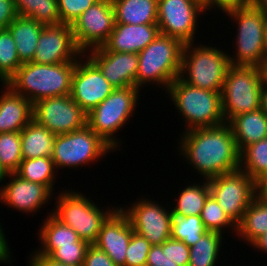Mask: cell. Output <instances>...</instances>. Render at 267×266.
<instances>
[{
  "label": "cell",
  "mask_w": 267,
  "mask_h": 266,
  "mask_svg": "<svg viewBox=\"0 0 267 266\" xmlns=\"http://www.w3.org/2000/svg\"><path fill=\"white\" fill-rule=\"evenodd\" d=\"M114 89L90 59L85 63L76 61L70 97L86 114L104 101Z\"/></svg>",
  "instance_id": "9a60e30c"
},
{
  "label": "cell",
  "mask_w": 267,
  "mask_h": 266,
  "mask_svg": "<svg viewBox=\"0 0 267 266\" xmlns=\"http://www.w3.org/2000/svg\"><path fill=\"white\" fill-rule=\"evenodd\" d=\"M238 20L237 59L229 56L230 64L264 68L267 62L265 24L267 14L251 0L244 5L225 10Z\"/></svg>",
  "instance_id": "277c9868"
},
{
  "label": "cell",
  "mask_w": 267,
  "mask_h": 266,
  "mask_svg": "<svg viewBox=\"0 0 267 266\" xmlns=\"http://www.w3.org/2000/svg\"><path fill=\"white\" fill-rule=\"evenodd\" d=\"M111 149L109 144L85 125L82 129L56 135L51 158L56 167H76L103 156Z\"/></svg>",
  "instance_id": "8fae6325"
},
{
  "label": "cell",
  "mask_w": 267,
  "mask_h": 266,
  "mask_svg": "<svg viewBox=\"0 0 267 266\" xmlns=\"http://www.w3.org/2000/svg\"><path fill=\"white\" fill-rule=\"evenodd\" d=\"M250 0H204V9H210L208 7L215 5L221 10L225 11L230 8H234L240 5L247 4Z\"/></svg>",
  "instance_id": "f6af8a7d"
},
{
  "label": "cell",
  "mask_w": 267,
  "mask_h": 266,
  "mask_svg": "<svg viewBox=\"0 0 267 266\" xmlns=\"http://www.w3.org/2000/svg\"><path fill=\"white\" fill-rule=\"evenodd\" d=\"M58 197V205L53 215L71 227L80 239L93 244L102 224L114 211L101 212L95 204L75 192L64 193Z\"/></svg>",
  "instance_id": "9c48e42d"
},
{
  "label": "cell",
  "mask_w": 267,
  "mask_h": 266,
  "mask_svg": "<svg viewBox=\"0 0 267 266\" xmlns=\"http://www.w3.org/2000/svg\"><path fill=\"white\" fill-rule=\"evenodd\" d=\"M168 255L179 266H189L190 247L183 241L168 239Z\"/></svg>",
  "instance_id": "b9f144b4"
},
{
  "label": "cell",
  "mask_w": 267,
  "mask_h": 266,
  "mask_svg": "<svg viewBox=\"0 0 267 266\" xmlns=\"http://www.w3.org/2000/svg\"><path fill=\"white\" fill-rule=\"evenodd\" d=\"M151 246L145 237L133 232L126 250L125 266H145Z\"/></svg>",
  "instance_id": "f35d334b"
},
{
  "label": "cell",
  "mask_w": 267,
  "mask_h": 266,
  "mask_svg": "<svg viewBox=\"0 0 267 266\" xmlns=\"http://www.w3.org/2000/svg\"><path fill=\"white\" fill-rule=\"evenodd\" d=\"M7 241L5 239V235L1 229L0 226V261H8V258H10L9 254V247L7 246Z\"/></svg>",
  "instance_id": "7dc6e473"
},
{
  "label": "cell",
  "mask_w": 267,
  "mask_h": 266,
  "mask_svg": "<svg viewBox=\"0 0 267 266\" xmlns=\"http://www.w3.org/2000/svg\"><path fill=\"white\" fill-rule=\"evenodd\" d=\"M258 8L267 14V0H251Z\"/></svg>",
  "instance_id": "816d5d0a"
},
{
  "label": "cell",
  "mask_w": 267,
  "mask_h": 266,
  "mask_svg": "<svg viewBox=\"0 0 267 266\" xmlns=\"http://www.w3.org/2000/svg\"><path fill=\"white\" fill-rule=\"evenodd\" d=\"M262 111L267 115V81L264 80L261 92V107Z\"/></svg>",
  "instance_id": "f907efd6"
},
{
  "label": "cell",
  "mask_w": 267,
  "mask_h": 266,
  "mask_svg": "<svg viewBox=\"0 0 267 266\" xmlns=\"http://www.w3.org/2000/svg\"><path fill=\"white\" fill-rule=\"evenodd\" d=\"M255 247L267 252V232L257 238L253 243Z\"/></svg>",
  "instance_id": "681fc988"
},
{
  "label": "cell",
  "mask_w": 267,
  "mask_h": 266,
  "mask_svg": "<svg viewBox=\"0 0 267 266\" xmlns=\"http://www.w3.org/2000/svg\"><path fill=\"white\" fill-rule=\"evenodd\" d=\"M33 120L55 135L70 133L87 125V114L70 95L45 98L33 104Z\"/></svg>",
  "instance_id": "7c38bea8"
},
{
  "label": "cell",
  "mask_w": 267,
  "mask_h": 266,
  "mask_svg": "<svg viewBox=\"0 0 267 266\" xmlns=\"http://www.w3.org/2000/svg\"><path fill=\"white\" fill-rule=\"evenodd\" d=\"M23 160L20 132L0 133V164L8 173H15Z\"/></svg>",
  "instance_id": "d590c367"
},
{
  "label": "cell",
  "mask_w": 267,
  "mask_h": 266,
  "mask_svg": "<svg viewBox=\"0 0 267 266\" xmlns=\"http://www.w3.org/2000/svg\"><path fill=\"white\" fill-rule=\"evenodd\" d=\"M115 23L157 24L158 0H111Z\"/></svg>",
  "instance_id": "484cf974"
},
{
  "label": "cell",
  "mask_w": 267,
  "mask_h": 266,
  "mask_svg": "<svg viewBox=\"0 0 267 266\" xmlns=\"http://www.w3.org/2000/svg\"><path fill=\"white\" fill-rule=\"evenodd\" d=\"M98 0H58L61 23L72 25L74 21Z\"/></svg>",
  "instance_id": "ab89813d"
},
{
  "label": "cell",
  "mask_w": 267,
  "mask_h": 266,
  "mask_svg": "<svg viewBox=\"0 0 267 266\" xmlns=\"http://www.w3.org/2000/svg\"><path fill=\"white\" fill-rule=\"evenodd\" d=\"M40 239L43 242V250L35 255L48 256L54 249L60 246L73 245L80 240L78 234L69 226L58 220L53 214L46 219L41 228Z\"/></svg>",
  "instance_id": "4316f807"
},
{
  "label": "cell",
  "mask_w": 267,
  "mask_h": 266,
  "mask_svg": "<svg viewBox=\"0 0 267 266\" xmlns=\"http://www.w3.org/2000/svg\"><path fill=\"white\" fill-rule=\"evenodd\" d=\"M263 70H264L265 80L267 81V62L265 63Z\"/></svg>",
  "instance_id": "11a10c76"
},
{
  "label": "cell",
  "mask_w": 267,
  "mask_h": 266,
  "mask_svg": "<svg viewBox=\"0 0 267 266\" xmlns=\"http://www.w3.org/2000/svg\"><path fill=\"white\" fill-rule=\"evenodd\" d=\"M139 88H115L97 107L87 114V125L113 149L117 142L111 135L126 123L136 106ZM111 136V137H110Z\"/></svg>",
  "instance_id": "ba28073f"
},
{
  "label": "cell",
  "mask_w": 267,
  "mask_h": 266,
  "mask_svg": "<svg viewBox=\"0 0 267 266\" xmlns=\"http://www.w3.org/2000/svg\"><path fill=\"white\" fill-rule=\"evenodd\" d=\"M200 218L202 219L207 231L222 233L221 229L225 225H234L237 227V225L219 206L212 195L206 199L205 205L200 214Z\"/></svg>",
  "instance_id": "8d00e7d4"
},
{
  "label": "cell",
  "mask_w": 267,
  "mask_h": 266,
  "mask_svg": "<svg viewBox=\"0 0 267 266\" xmlns=\"http://www.w3.org/2000/svg\"><path fill=\"white\" fill-rule=\"evenodd\" d=\"M257 194L267 200V174L257 182Z\"/></svg>",
  "instance_id": "c3c4849f"
},
{
  "label": "cell",
  "mask_w": 267,
  "mask_h": 266,
  "mask_svg": "<svg viewBox=\"0 0 267 266\" xmlns=\"http://www.w3.org/2000/svg\"><path fill=\"white\" fill-rule=\"evenodd\" d=\"M208 180L202 186H188L180 193L177 206L172 209V215L200 216L206 199L210 196Z\"/></svg>",
  "instance_id": "1f68e13d"
},
{
  "label": "cell",
  "mask_w": 267,
  "mask_h": 266,
  "mask_svg": "<svg viewBox=\"0 0 267 266\" xmlns=\"http://www.w3.org/2000/svg\"><path fill=\"white\" fill-rule=\"evenodd\" d=\"M228 124L239 152L246 146L267 138V115L261 108L235 116Z\"/></svg>",
  "instance_id": "603a6c76"
},
{
  "label": "cell",
  "mask_w": 267,
  "mask_h": 266,
  "mask_svg": "<svg viewBox=\"0 0 267 266\" xmlns=\"http://www.w3.org/2000/svg\"><path fill=\"white\" fill-rule=\"evenodd\" d=\"M120 209L128 217L133 231L145 237L151 245H161L171 238L172 210L167 212L158 204L146 200L133 204L128 212Z\"/></svg>",
  "instance_id": "2e32d148"
},
{
  "label": "cell",
  "mask_w": 267,
  "mask_h": 266,
  "mask_svg": "<svg viewBox=\"0 0 267 266\" xmlns=\"http://www.w3.org/2000/svg\"><path fill=\"white\" fill-rule=\"evenodd\" d=\"M89 59L115 88L136 87L139 57L137 53L111 52L104 46L91 50Z\"/></svg>",
  "instance_id": "ac0fdd59"
},
{
  "label": "cell",
  "mask_w": 267,
  "mask_h": 266,
  "mask_svg": "<svg viewBox=\"0 0 267 266\" xmlns=\"http://www.w3.org/2000/svg\"><path fill=\"white\" fill-rule=\"evenodd\" d=\"M44 24L36 20L17 16L9 25L16 44L18 57L22 63L31 62L36 52L39 35Z\"/></svg>",
  "instance_id": "cb8c5ba5"
},
{
  "label": "cell",
  "mask_w": 267,
  "mask_h": 266,
  "mask_svg": "<svg viewBox=\"0 0 267 266\" xmlns=\"http://www.w3.org/2000/svg\"><path fill=\"white\" fill-rule=\"evenodd\" d=\"M83 266H116L112 259L94 244L87 248Z\"/></svg>",
  "instance_id": "7bdbcfd3"
},
{
  "label": "cell",
  "mask_w": 267,
  "mask_h": 266,
  "mask_svg": "<svg viewBox=\"0 0 267 266\" xmlns=\"http://www.w3.org/2000/svg\"><path fill=\"white\" fill-rule=\"evenodd\" d=\"M265 77L263 68L230 65L221 91L222 115L228 123L233 117L261 107Z\"/></svg>",
  "instance_id": "3957f363"
},
{
  "label": "cell",
  "mask_w": 267,
  "mask_h": 266,
  "mask_svg": "<svg viewBox=\"0 0 267 266\" xmlns=\"http://www.w3.org/2000/svg\"><path fill=\"white\" fill-rule=\"evenodd\" d=\"M0 97V133L20 132L33 119V104L9 85Z\"/></svg>",
  "instance_id": "7402d4cb"
},
{
  "label": "cell",
  "mask_w": 267,
  "mask_h": 266,
  "mask_svg": "<svg viewBox=\"0 0 267 266\" xmlns=\"http://www.w3.org/2000/svg\"><path fill=\"white\" fill-rule=\"evenodd\" d=\"M7 175L9 176V173L0 164V181H2Z\"/></svg>",
  "instance_id": "f5cc1de1"
},
{
  "label": "cell",
  "mask_w": 267,
  "mask_h": 266,
  "mask_svg": "<svg viewBox=\"0 0 267 266\" xmlns=\"http://www.w3.org/2000/svg\"><path fill=\"white\" fill-rule=\"evenodd\" d=\"M133 232L128 217L121 209H115L102 224L93 244L103 250L116 266H125L126 250Z\"/></svg>",
  "instance_id": "d6986e66"
},
{
  "label": "cell",
  "mask_w": 267,
  "mask_h": 266,
  "mask_svg": "<svg viewBox=\"0 0 267 266\" xmlns=\"http://www.w3.org/2000/svg\"><path fill=\"white\" fill-rule=\"evenodd\" d=\"M55 165L52 158L37 157L23 159L15 172L19 177L30 182L40 183L52 190Z\"/></svg>",
  "instance_id": "f546056e"
},
{
  "label": "cell",
  "mask_w": 267,
  "mask_h": 266,
  "mask_svg": "<svg viewBox=\"0 0 267 266\" xmlns=\"http://www.w3.org/2000/svg\"><path fill=\"white\" fill-rule=\"evenodd\" d=\"M18 16L44 25L61 24L58 0H13Z\"/></svg>",
  "instance_id": "f1b7e54d"
},
{
  "label": "cell",
  "mask_w": 267,
  "mask_h": 266,
  "mask_svg": "<svg viewBox=\"0 0 267 266\" xmlns=\"http://www.w3.org/2000/svg\"><path fill=\"white\" fill-rule=\"evenodd\" d=\"M186 131L181 150L206 180L242 168L240 152L229 124Z\"/></svg>",
  "instance_id": "6da1fadb"
},
{
  "label": "cell",
  "mask_w": 267,
  "mask_h": 266,
  "mask_svg": "<svg viewBox=\"0 0 267 266\" xmlns=\"http://www.w3.org/2000/svg\"><path fill=\"white\" fill-rule=\"evenodd\" d=\"M79 53L82 52L76 46L71 25L63 23L44 25L31 62L61 64L63 62L77 61L74 56Z\"/></svg>",
  "instance_id": "e0dca14e"
},
{
  "label": "cell",
  "mask_w": 267,
  "mask_h": 266,
  "mask_svg": "<svg viewBox=\"0 0 267 266\" xmlns=\"http://www.w3.org/2000/svg\"><path fill=\"white\" fill-rule=\"evenodd\" d=\"M265 46L267 51V18H266V24H265Z\"/></svg>",
  "instance_id": "db71d44e"
},
{
  "label": "cell",
  "mask_w": 267,
  "mask_h": 266,
  "mask_svg": "<svg viewBox=\"0 0 267 266\" xmlns=\"http://www.w3.org/2000/svg\"><path fill=\"white\" fill-rule=\"evenodd\" d=\"M75 65L76 61L61 64L26 62L6 84L32 104L45 98L70 95Z\"/></svg>",
  "instance_id": "7a4b0ae2"
},
{
  "label": "cell",
  "mask_w": 267,
  "mask_h": 266,
  "mask_svg": "<svg viewBox=\"0 0 267 266\" xmlns=\"http://www.w3.org/2000/svg\"><path fill=\"white\" fill-rule=\"evenodd\" d=\"M183 47L184 44L180 40L159 34L138 53L136 87L156 81L168 88L180 76Z\"/></svg>",
  "instance_id": "5b68a950"
},
{
  "label": "cell",
  "mask_w": 267,
  "mask_h": 266,
  "mask_svg": "<svg viewBox=\"0 0 267 266\" xmlns=\"http://www.w3.org/2000/svg\"><path fill=\"white\" fill-rule=\"evenodd\" d=\"M221 234L207 231L190 247L189 266H214L218 257Z\"/></svg>",
  "instance_id": "4dcf8cb0"
},
{
  "label": "cell",
  "mask_w": 267,
  "mask_h": 266,
  "mask_svg": "<svg viewBox=\"0 0 267 266\" xmlns=\"http://www.w3.org/2000/svg\"><path fill=\"white\" fill-rule=\"evenodd\" d=\"M115 25V12L111 0H98L88 7L71 25L78 49L98 48L109 39Z\"/></svg>",
  "instance_id": "4fadbf2b"
},
{
  "label": "cell",
  "mask_w": 267,
  "mask_h": 266,
  "mask_svg": "<svg viewBox=\"0 0 267 266\" xmlns=\"http://www.w3.org/2000/svg\"><path fill=\"white\" fill-rule=\"evenodd\" d=\"M23 159L49 157L53 155L56 135L33 119L20 131Z\"/></svg>",
  "instance_id": "d4e9b609"
},
{
  "label": "cell",
  "mask_w": 267,
  "mask_h": 266,
  "mask_svg": "<svg viewBox=\"0 0 267 266\" xmlns=\"http://www.w3.org/2000/svg\"><path fill=\"white\" fill-rule=\"evenodd\" d=\"M31 266H72L56 262L45 255H34L31 260Z\"/></svg>",
  "instance_id": "bcb514c9"
},
{
  "label": "cell",
  "mask_w": 267,
  "mask_h": 266,
  "mask_svg": "<svg viewBox=\"0 0 267 266\" xmlns=\"http://www.w3.org/2000/svg\"><path fill=\"white\" fill-rule=\"evenodd\" d=\"M175 105L187 120L188 129L223 125L221 92L201 89L176 78L167 88Z\"/></svg>",
  "instance_id": "8992f818"
},
{
  "label": "cell",
  "mask_w": 267,
  "mask_h": 266,
  "mask_svg": "<svg viewBox=\"0 0 267 266\" xmlns=\"http://www.w3.org/2000/svg\"><path fill=\"white\" fill-rule=\"evenodd\" d=\"M236 229L251 244L267 232V200L258 195L245 210L242 220Z\"/></svg>",
  "instance_id": "83f0119b"
},
{
  "label": "cell",
  "mask_w": 267,
  "mask_h": 266,
  "mask_svg": "<svg viewBox=\"0 0 267 266\" xmlns=\"http://www.w3.org/2000/svg\"><path fill=\"white\" fill-rule=\"evenodd\" d=\"M243 169L256 183L267 174V138L246 146L240 152Z\"/></svg>",
  "instance_id": "d6a6232c"
},
{
  "label": "cell",
  "mask_w": 267,
  "mask_h": 266,
  "mask_svg": "<svg viewBox=\"0 0 267 266\" xmlns=\"http://www.w3.org/2000/svg\"><path fill=\"white\" fill-rule=\"evenodd\" d=\"M8 185L0 190V200L21 211L32 212L50 199L51 190L40 183L22 179L16 173ZM16 177V178H15Z\"/></svg>",
  "instance_id": "ffe728a7"
},
{
  "label": "cell",
  "mask_w": 267,
  "mask_h": 266,
  "mask_svg": "<svg viewBox=\"0 0 267 266\" xmlns=\"http://www.w3.org/2000/svg\"><path fill=\"white\" fill-rule=\"evenodd\" d=\"M210 194L237 225L257 193V183L242 169L208 179Z\"/></svg>",
  "instance_id": "30bf717a"
},
{
  "label": "cell",
  "mask_w": 267,
  "mask_h": 266,
  "mask_svg": "<svg viewBox=\"0 0 267 266\" xmlns=\"http://www.w3.org/2000/svg\"><path fill=\"white\" fill-rule=\"evenodd\" d=\"M22 64L11 32L8 28L0 29V79L2 82L5 84Z\"/></svg>",
  "instance_id": "e575fe53"
},
{
  "label": "cell",
  "mask_w": 267,
  "mask_h": 266,
  "mask_svg": "<svg viewBox=\"0 0 267 266\" xmlns=\"http://www.w3.org/2000/svg\"><path fill=\"white\" fill-rule=\"evenodd\" d=\"M207 232L200 216L172 215L171 238L193 246Z\"/></svg>",
  "instance_id": "836d02e7"
},
{
  "label": "cell",
  "mask_w": 267,
  "mask_h": 266,
  "mask_svg": "<svg viewBox=\"0 0 267 266\" xmlns=\"http://www.w3.org/2000/svg\"><path fill=\"white\" fill-rule=\"evenodd\" d=\"M90 244L80 239L73 245L60 246L54 249L48 257L52 260L72 266H83L85 254Z\"/></svg>",
  "instance_id": "74e56055"
},
{
  "label": "cell",
  "mask_w": 267,
  "mask_h": 266,
  "mask_svg": "<svg viewBox=\"0 0 267 266\" xmlns=\"http://www.w3.org/2000/svg\"><path fill=\"white\" fill-rule=\"evenodd\" d=\"M205 11L200 0H158L157 25L160 34L192 43L197 13Z\"/></svg>",
  "instance_id": "5bb4252c"
},
{
  "label": "cell",
  "mask_w": 267,
  "mask_h": 266,
  "mask_svg": "<svg viewBox=\"0 0 267 266\" xmlns=\"http://www.w3.org/2000/svg\"><path fill=\"white\" fill-rule=\"evenodd\" d=\"M148 266H179L168 255V239L161 245H152L147 255Z\"/></svg>",
  "instance_id": "60d3db41"
},
{
  "label": "cell",
  "mask_w": 267,
  "mask_h": 266,
  "mask_svg": "<svg viewBox=\"0 0 267 266\" xmlns=\"http://www.w3.org/2000/svg\"><path fill=\"white\" fill-rule=\"evenodd\" d=\"M17 16L13 0H0V29L8 28Z\"/></svg>",
  "instance_id": "ee69618b"
},
{
  "label": "cell",
  "mask_w": 267,
  "mask_h": 266,
  "mask_svg": "<svg viewBox=\"0 0 267 266\" xmlns=\"http://www.w3.org/2000/svg\"><path fill=\"white\" fill-rule=\"evenodd\" d=\"M190 46L192 43L185 44L183 47L179 77L192 86L221 92L225 76L231 65L228 55L221 50L206 46L194 48L191 52L189 51ZM184 72L189 73L187 80L182 75Z\"/></svg>",
  "instance_id": "52a82bcc"
},
{
  "label": "cell",
  "mask_w": 267,
  "mask_h": 266,
  "mask_svg": "<svg viewBox=\"0 0 267 266\" xmlns=\"http://www.w3.org/2000/svg\"><path fill=\"white\" fill-rule=\"evenodd\" d=\"M160 34L157 24L129 25L115 23L108 41L103 45L111 52L139 53Z\"/></svg>",
  "instance_id": "44dd1931"
}]
</instances>
